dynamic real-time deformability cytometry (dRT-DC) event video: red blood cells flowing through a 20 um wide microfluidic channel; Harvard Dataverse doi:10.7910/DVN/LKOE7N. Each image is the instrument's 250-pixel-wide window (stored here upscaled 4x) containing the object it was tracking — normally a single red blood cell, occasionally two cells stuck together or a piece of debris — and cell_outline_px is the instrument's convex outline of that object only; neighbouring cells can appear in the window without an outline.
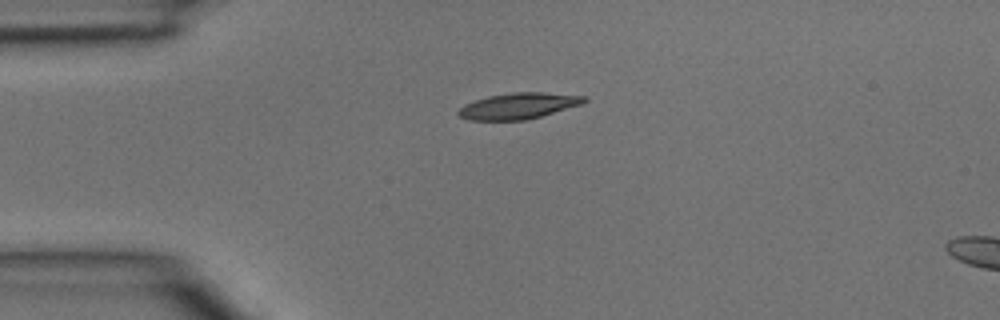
{"species": "common noctule bat (a hibernating species)", "species_latin": "Nyctalus noctula", "temperature_condition": "room temperature", "stored_images_in_passage": 1, "camera_frame_rate_fps": 3000, "um_per_image_px": 0.085, "animal": {"sex": "male", "body_mass_g": 15.6}, "frame": {"image": 1, "passage_image": 1, "time_ms": 0.0, "image_size_px": [1000, 320], "cell_outline_px": [[588, 100], [580, 104], [540, 116], [524, 120], [468, 120], [460, 116], [456, 112], [464, 104], [488, 96], [512, 92], [544, 92], [584, 96]], "centroid_in_image_um": [44.02, 9.0], "position_along_channel_um": 41.0, "area_um2": 18.84}}